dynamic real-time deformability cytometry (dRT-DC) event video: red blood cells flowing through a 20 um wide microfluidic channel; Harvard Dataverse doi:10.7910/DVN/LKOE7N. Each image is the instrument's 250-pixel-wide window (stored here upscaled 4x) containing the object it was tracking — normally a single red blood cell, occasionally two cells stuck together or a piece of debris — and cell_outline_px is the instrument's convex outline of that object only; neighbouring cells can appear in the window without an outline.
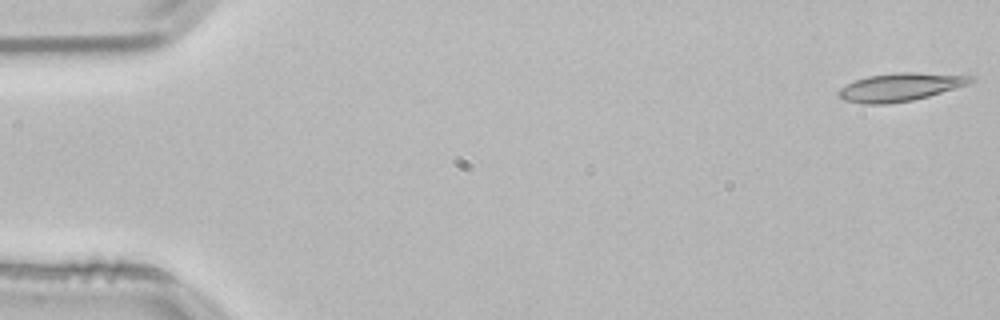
{"species": "common noctule bat (a hibernating species)", "species_latin": "Nyctalus noctula", "temperature_condition": "room temperature", "stored_images_in_passage": 53, "camera_frame_rate_fps": 3000, "um_per_image_px": 0.085, "animal": {"sex": "male", "body_mass_g": 21.5, "forearm_length_mm": 52.0}, "frame": {"image": 1, "passage_image": 1, "time_ms": 0.0, "image_size_px": [1000, 320], "cell_outline_px": [[976, 80], [968, 84], [928, 96], [912, 100], [888, 104], [864, 104], [844, 100], [836, 96], [836, 92], [840, 88], [856, 80], [868, 76], [900, 72], [916, 72], [976, 76]], "centroid_in_image_um": [76.51, 7.4], "position_along_channel_um": 8.5, "area_um2": 21.62}}
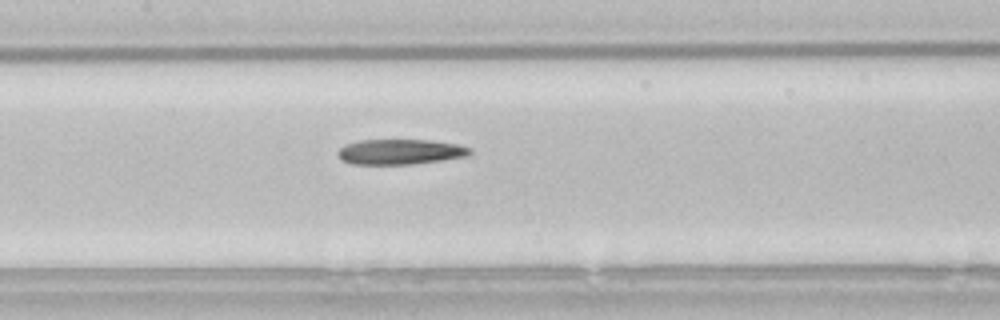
{"frame": {"image": 2, "passage_image": 25, "time_ms": 8.0, "image_size_px": [1000, 320], "cell_outline_px": [[472, 152], [468, 156], [444, 160], [412, 164], [352, 164], [340, 160], [336, 152], [344, 144], [360, 140], [432, 140], [456, 144], [472, 148]], "centroid_in_image_um": [34.01, 12.9], "position_along_channel_um": 173.4, "area_um2": 19.65}}
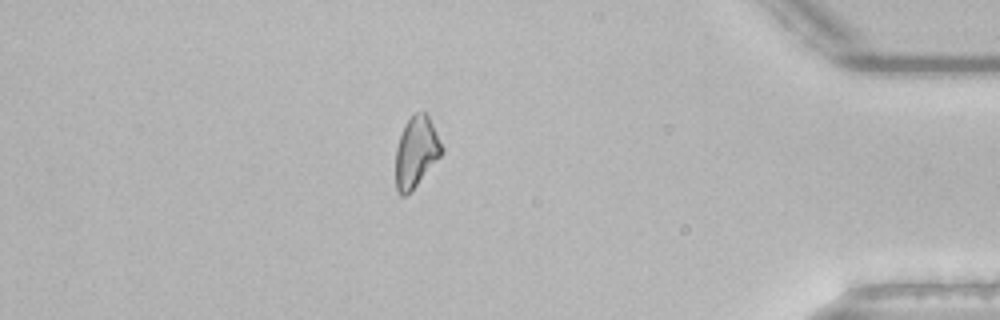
{"frame": {"image": 3, "passage_image": 46, "time_ms": 15.0, "image_size_px": [1000, 320], "cell_outline_px": [[444, 152], [412, 192], [404, 196], [400, 196], [396, 192], [396, 148], [404, 124], [416, 112], [428, 112], [444, 148]], "centroid_in_image_um": [35.39, 12.93], "position_along_channel_um": 399.8, "area_um2": 19.42}}